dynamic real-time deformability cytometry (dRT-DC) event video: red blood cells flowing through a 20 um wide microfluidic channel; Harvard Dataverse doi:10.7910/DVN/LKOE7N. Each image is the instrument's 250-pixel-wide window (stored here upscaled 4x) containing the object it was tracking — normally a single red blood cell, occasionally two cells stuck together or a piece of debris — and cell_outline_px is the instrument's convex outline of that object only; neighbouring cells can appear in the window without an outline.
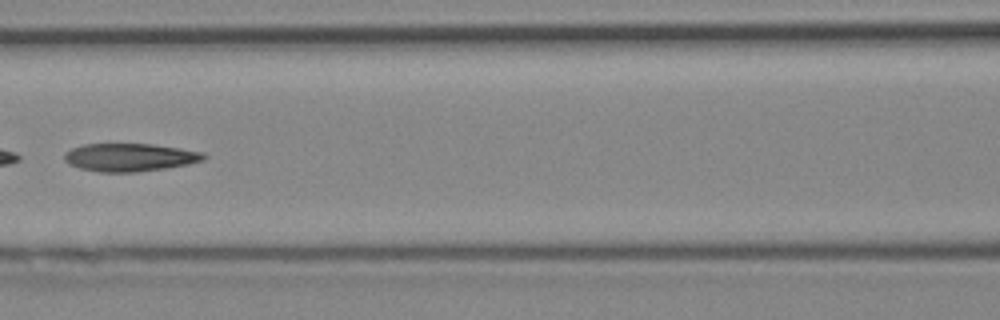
{"species": "Egyptian fruit bat (a non-hibernating species)", "species_latin": "Rousettus aegyptiacus", "temperature_condition": "cold", "stored_images_in_passage": 6, "camera_frame_rate_fps": 3000, "um_per_image_px": 0.085, "animal": {"sex": "female"}, "frame": {"image": 1, "passage_image": 6, "time_ms": 1.667, "image_size_px": [1000, 320], "cell_outline_px": [[208, 156], [204, 160], [188, 164], [164, 168], [136, 172], [100, 172], [80, 168], [68, 164], [64, 160], [64, 152], [72, 148], [84, 144], [152, 144], [180, 148], [204, 152]], "centroid_in_image_um": [11.03, 13.37], "position_along_channel_um": 155.6, "area_um2": 22.77}}